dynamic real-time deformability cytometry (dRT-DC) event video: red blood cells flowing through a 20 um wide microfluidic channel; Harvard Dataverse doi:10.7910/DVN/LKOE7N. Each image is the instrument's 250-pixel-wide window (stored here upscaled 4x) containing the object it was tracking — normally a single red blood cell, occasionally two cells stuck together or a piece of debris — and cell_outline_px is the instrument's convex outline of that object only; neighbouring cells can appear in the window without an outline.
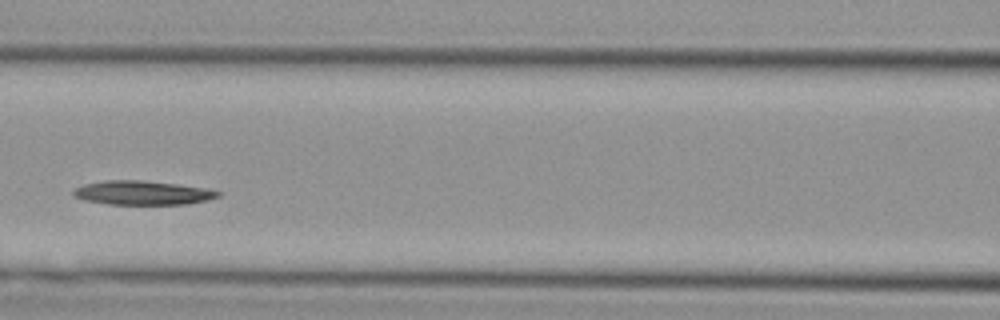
{"species": "Egyptian fruit bat (a non-hibernating species)", "species_latin": "Rousettus aegyptiacus", "temperature_condition": "cold", "stored_images_in_passage": 17, "camera_frame_rate_fps": 3000, "um_per_image_px": 0.085, "animal": {"sex": "female"}, "frame": {"image": 1, "passage_image": 12, "time_ms": 3.667, "image_size_px": [1000, 320], "cell_outline_px": [[220, 196], [208, 200], [188, 204], [108, 204], [84, 200], [72, 196], [72, 192], [76, 188], [84, 184], [104, 180], [144, 180], [208, 188], [220, 192]], "centroid_in_image_um": [12.11, 16.38], "position_along_channel_um": 154.5, "area_um2": 20.35}}